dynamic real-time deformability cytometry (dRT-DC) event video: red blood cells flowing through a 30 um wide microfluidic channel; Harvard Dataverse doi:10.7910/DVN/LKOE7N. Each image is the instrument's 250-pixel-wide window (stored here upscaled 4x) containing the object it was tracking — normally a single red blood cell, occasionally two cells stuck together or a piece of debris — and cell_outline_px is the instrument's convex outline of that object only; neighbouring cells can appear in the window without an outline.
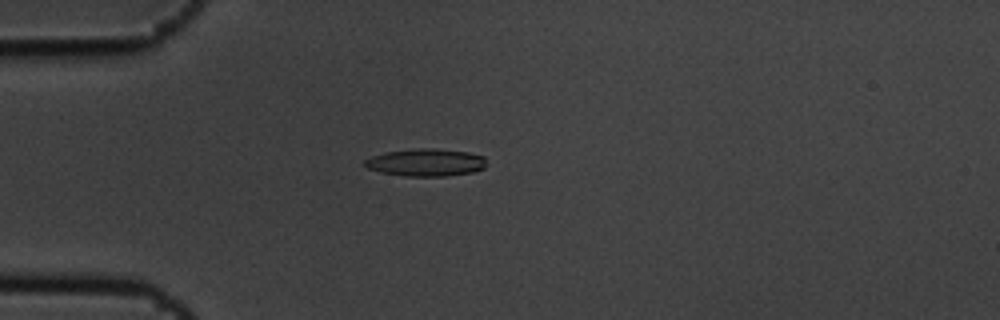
{"species": "common noctule bat (a hibernating species)", "species_latin": "Nyctalus noctula", "temperature_condition": "cold", "stored_images_in_passage": 7, "camera_frame_rate_fps": 3000, "um_per_image_px": 0.085, "animal": {"sex": "male", "body_mass_g": 19.5, "forearm_length_mm": 54.6}, "frame": {"image": 1, "passage_image": 5, "time_ms": 1.333, "image_size_px": [1000, 320], "cell_outline_px": [[484, 168], [472, 172], [444, 176], [404, 176], [380, 172], [368, 168], [364, 164], [364, 160], [372, 156], [384, 152], [420, 148], [432, 148], [468, 152], [484, 156]], "centroid_in_image_um": [36.17, 13.81], "position_along_channel_um": 48.8, "area_um2": 19.36}}
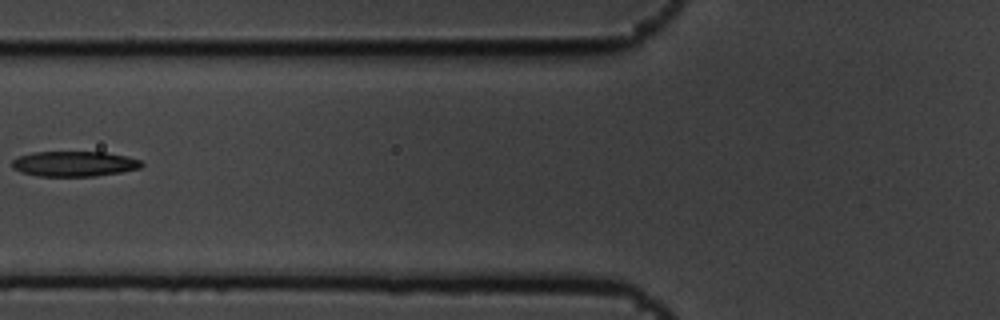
{"frame": {"image": 2, "passage_image": 7, "time_ms": 2.0, "image_size_px": [1000, 320], "cell_outline_px": [[144, 164], [140, 168], [120, 172], [96, 176], [40, 176], [20, 172], [12, 168], [12, 160], [20, 156], [32, 152], [104, 152], [128, 156], [140, 160]], "centroid_in_image_um": [6.31, 13.92], "position_along_channel_um": 119.5, "area_um2": 19.07}}